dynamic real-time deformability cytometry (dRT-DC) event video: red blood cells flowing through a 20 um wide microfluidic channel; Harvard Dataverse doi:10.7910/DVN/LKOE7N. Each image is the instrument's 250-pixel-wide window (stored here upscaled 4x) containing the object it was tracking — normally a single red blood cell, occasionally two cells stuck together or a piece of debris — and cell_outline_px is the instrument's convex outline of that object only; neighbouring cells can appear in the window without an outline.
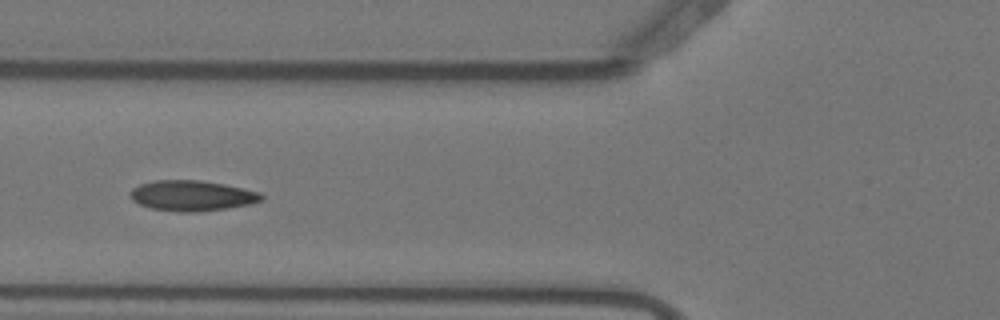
{"species": "Egyptian fruit bat (a non-hibernating species)", "species_latin": "Rousettus aegyptiacus", "temperature_condition": "warm", "stored_images_in_passage": 6, "camera_frame_rate_fps": 3000, "um_per_image_px": 0.085, "animal": {"sex": "female"}, "frame": {"image": 1, "passage_image": 2, "time_ms": 0.333, "image_size_px": [1000, 320], "cell_outline_px": [[264, 200], [252, 204], [228, 208], [196, 212], [176, 212], [148, 208], [132, 200], [128, 192], [132, 188], [140, 184], [156, 180], [200, 180], [224, 184], [260, 192], [264, 196]], "centroid_in_image_um": [16.32, 16.64], "position_along_channel_um": 109.5, "area_um2": 23.58}}
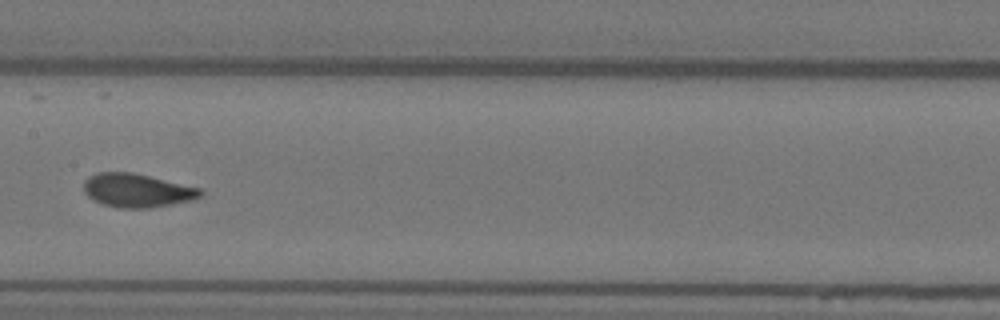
{"frame": {"image": 2, "passage_image": 4, "time_ms": 1.0, "image_size_px": [1000, 320], "cell_outline_px": [[204, 196], [192, 200], [172, 204], [148, 208], [120, 208], [104, 204], [92, 200], [84, 192], [84, 180], [88, 176], [96, 172], [132, 172], [200, 188], [204, 192]], "centroid_in_image_um": [11.64, 16.18], "position_along_channel_um": 195.8, "area_um2": 22.95}}
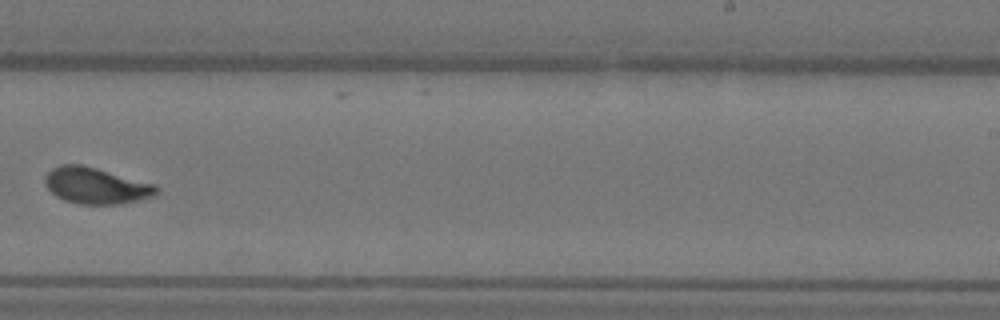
{"frame": {"image": 3, "passage_image": 6, "time_ms": 1.667, "image_size_px": [1000, 320], "cell_outline_px": [[160, 188], [152, 196], [120, 204], [76, 204], [64, 200], [56, 196], [48, 188], [44, 180], [44, 176], [52, 168], [60, 164], [80, 164], [96, 168], [156, 184]], "centroid_in_image_um": [8.13, 15.78], "position_along_channel_um": 280.9, "area_um2": 23.47}}